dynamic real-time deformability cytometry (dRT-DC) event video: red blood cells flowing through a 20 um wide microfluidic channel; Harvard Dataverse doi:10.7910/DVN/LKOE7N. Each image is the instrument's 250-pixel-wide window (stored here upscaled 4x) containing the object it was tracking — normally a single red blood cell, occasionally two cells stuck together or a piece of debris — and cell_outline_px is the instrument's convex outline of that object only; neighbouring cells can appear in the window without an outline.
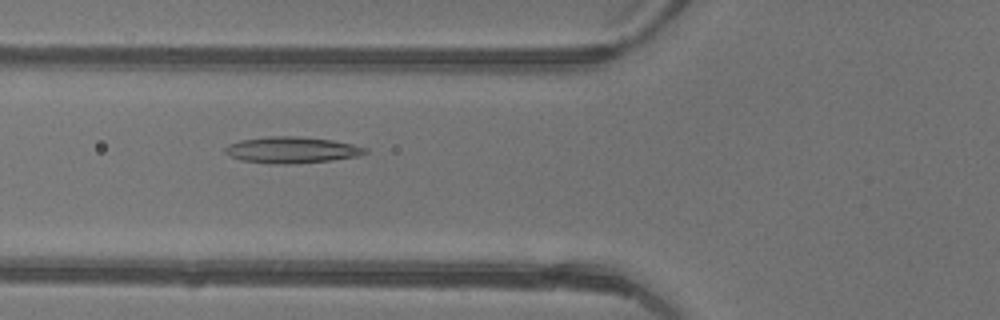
{"species": "common noctule bat (a hibernating species)", "species_latin": "Nyctalus noctula", "temperature_condition": "warm", "stored_images_in_passage": 47, "camera_frame_rate_fps": 3000, "um_per_image_px": 0.085, "animal": {"sex": "female"}, "frame": {"image": 1, "passage_image": 18, "time_ms": 5.667, "image_size_px": [1000, 320], "cell_outline_px": [[368, 152], [356, 156], [332, 160], [292, 164], [268, 164], [240, 160], [224, 152], [224, 148], [228, 144], [240, 140], [268, 136], [296, 136], [332, 140], [352, 144], [368, 148]], "centroid_in_image_um": [24.77, 12.75], "position_along_channel_um": 101.0, "area_um2": 21.56}}
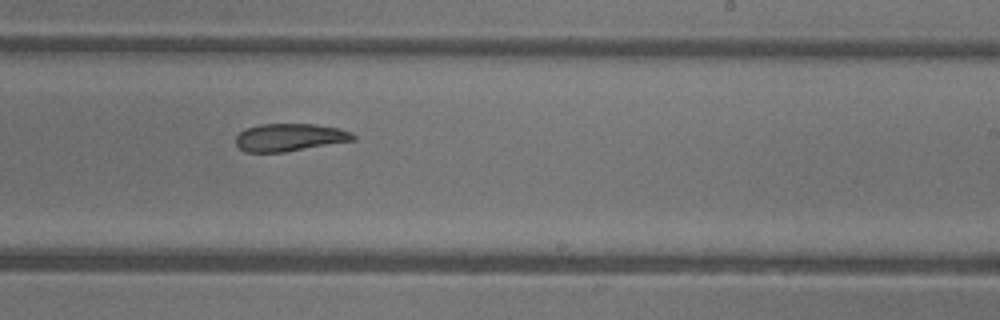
{"frame": {"image": 2, "passage_image": 29, "time_ms": 9.333, "image_size_px": [1000, 320], "cell_outline_px": [[356, 140], [284, 152], [248, 152], [240, 148], [236, 144], [236, 136], [244, 128], [260, 124], [316, 124], [340, 128], [352, 132], [356, 136]], "centroid_in_image_um": [24.65, 11.67], "position_along_channel_um": 264.4, "area_um2": 19.02}}
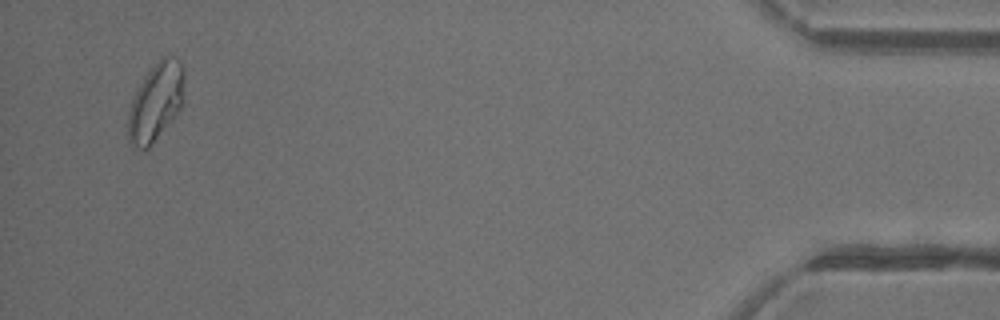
{"frame": {"image": 3, "passage_image": 45, "time_ms": 14.667, "image_size_px": [1000, 320], "cell_outline_px": [[184, 76], [180, 108], [152, 144], [148, 148], [140, 152], [132, 148], [128, 140], [128, 112], [132, 96], [136, 88], [148, 72], [164, 56], [172, 56], [184, 68]], "centroid_in_image_um": [13.18, 8.73], "position_along_channel_um": 422.0, "area_um2": 25.26}, "authors_computed_cell_mechanics": {"area_um2": 21.5016, "velocity_mm_per_s": 4.4507, "shape_relaxation_time_tau1_ms": 7.4389, "shape_relaxation_time_tau2_ms": 6.5315, "deformation_change_tau1": 0.1982, "deformation_change_tau2": 0.1622}}